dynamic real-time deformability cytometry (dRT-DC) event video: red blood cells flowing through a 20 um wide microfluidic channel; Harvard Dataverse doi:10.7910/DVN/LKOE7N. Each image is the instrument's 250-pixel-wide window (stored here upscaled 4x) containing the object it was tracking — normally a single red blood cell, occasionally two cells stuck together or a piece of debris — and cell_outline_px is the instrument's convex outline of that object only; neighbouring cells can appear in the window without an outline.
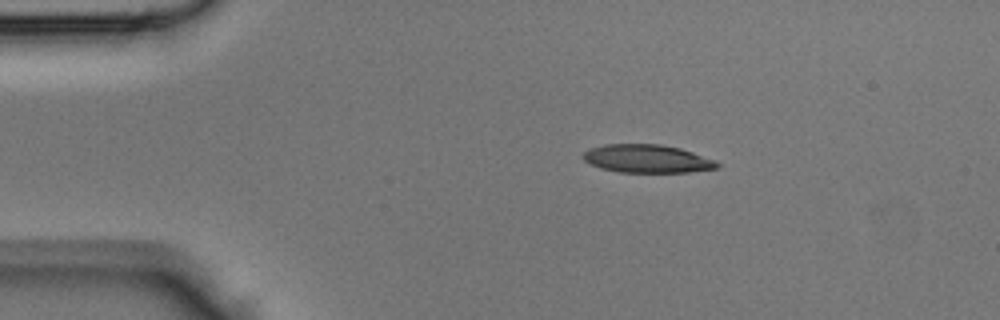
{"species": "Egyptian fruit bat (a non-hibernating species)", "species_latin": "Rousettus aegyptiacus", "temperature_condition": "room temperature", "stored_images_in_passage": 37, "camera_frame_rate_fps": 3000, "um_per_image_px": 0.085, "animal": {"sex": "male"}, "frame": {"image": 1, "passage_image": 1, "time_ms": 0.0, "image_size_px": [1000, 320], "cell_outline_px": [[720, 168], [688, 172], [620, 172], [600, 168], [584, 160], [584, 152], [592, 148], [604, 144], [660, 144], [680, 148], [716, 160], [720, 164]], "centroid_in_image_um": [55.05, 13.49], "position_along_channel_um": 29.9, "area_um2": 21.91}}
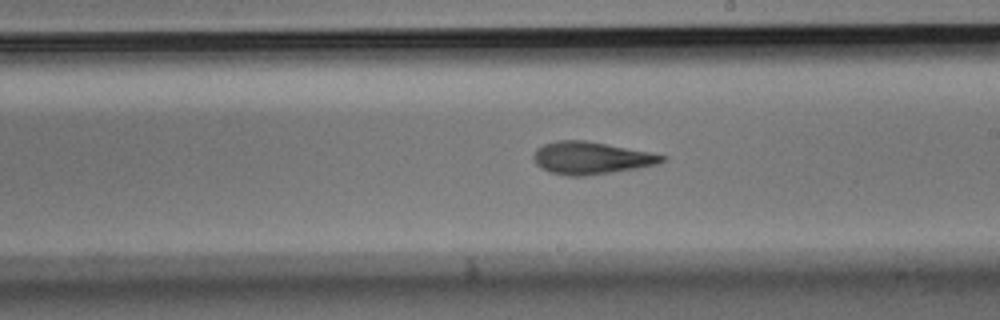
{"frame": {"image": 2, "passage_image": 18, "time_ms": 5.667, "image_size_px": [1000, 320], "cell_outline_px": [[668, 160], [656, 164], [636, 168], [612, 172], [584, 176], [568, 176], [548, 172], [540, 168], [532, 160], [532, 156], [536, 148], [544, 144], [556, 140], [584, 140], [648, 152], [668, 156]], "centroid_in_image_um": [50.19, 13.43], "position_along_channel_um": 238.8, "area_um2": 24.28}}
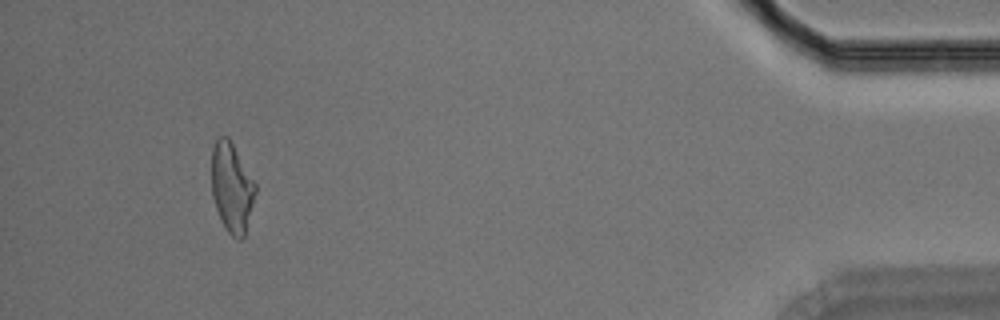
{"frame": {"image": 3, "passage_image": 34, "time_ms": 11.0, "image_size_px": [1000, 320], "cell_outline_px": [[256, 192], [244, 236], [240, 240], [232, 236], [228, 232], [220, 220], [212, 196], [212, 148], [216, 140], [220, 136], [228, 136], [256, 184]], "centroid_in_image_um": [19.69, 15.94], "position_along_channel_um": 415.5, "area_um2": 22.66}}